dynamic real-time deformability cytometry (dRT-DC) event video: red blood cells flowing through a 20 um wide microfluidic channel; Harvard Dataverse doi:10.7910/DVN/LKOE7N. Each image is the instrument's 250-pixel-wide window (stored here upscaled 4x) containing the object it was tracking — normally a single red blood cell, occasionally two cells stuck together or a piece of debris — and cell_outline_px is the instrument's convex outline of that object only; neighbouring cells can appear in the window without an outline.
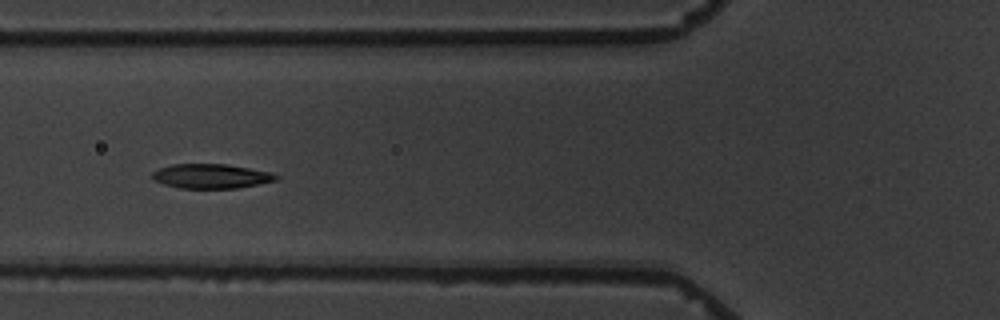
{"species": "common noctule bat (a hibernating species)", "species_latin": "Nyctalus noctula", "temperature_condition": "warm", "stored_images_in_passage": 8, "camera_frame_rate_fps": 3000, "um_per_image_px": 0.085, "animal": {"sex": "male", "body_mass_g": 19.5, "forearm_length_mm": 54.6}, "frame": {"image": 1, "passage_image": 5, "time_ms": 5.667, "image_size_px": [1000, 320], "cell_outline_px": [[280, 176], [276, 180], [236, 188], [180, 188], [164, 184], [152, 180], [152, 172], [160, 168], [172, 164], [228, 164], [272, 172]], "centroid_in_image_um": [17.94, 14.96], "position_along_channel_um": 107.9, "area_um2": 17.63}}
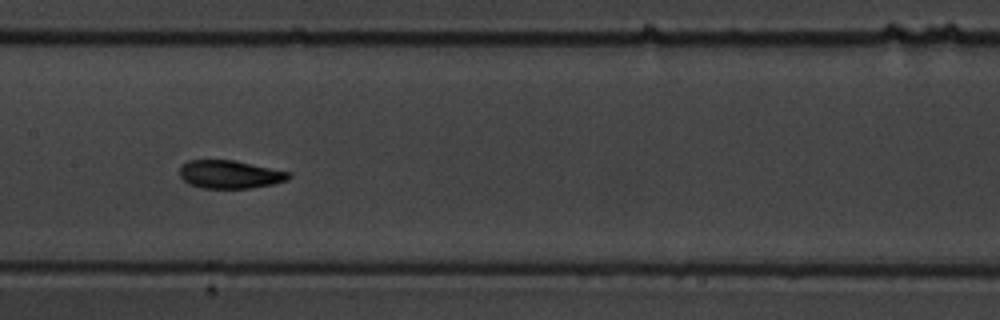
{"frame": {"image": 2, "passage_image": 7, "time_ms": 8.0, "image_size_px": [1000, 320], "cell_outline_px": [[292, 176], [288, 180], [272, 184], [248, 188], [204, 188], [188, 184], [180, 176], [180, 168], [188, 160], [236, 160], [292, 172]], "centroid_in_image_um": [19.58, 14.81], "position_along_channel_um": 187.8, "area_um2": 17.98}}
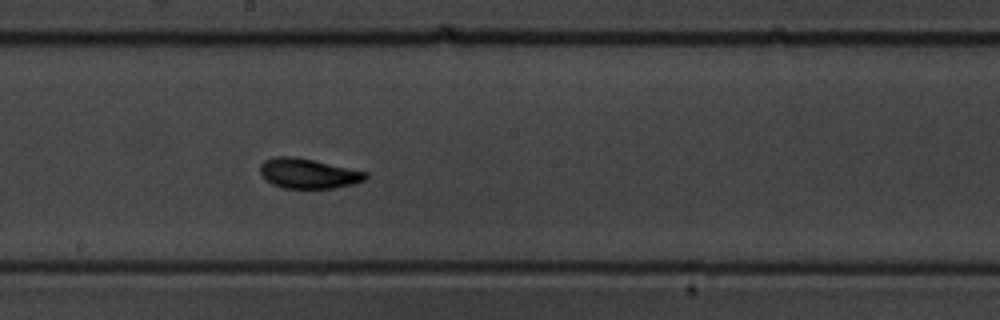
{"frame": {"image": 3, "passage_image": 8, "time_ms": 9.0, "image_size_px": [1000, 320], "cell_outline_px": [[368, 176], [364, 180], [352, 184], [336, 188], [280, 188], [272, 184], [260, 172], [260, 164], [264, 160], [276, 156], [296, 156], [368, 172]], "centroid_in_image_um": [26.2, 14.74], "position_along_channel_um": 222.0, "area_um2": 18.44}}